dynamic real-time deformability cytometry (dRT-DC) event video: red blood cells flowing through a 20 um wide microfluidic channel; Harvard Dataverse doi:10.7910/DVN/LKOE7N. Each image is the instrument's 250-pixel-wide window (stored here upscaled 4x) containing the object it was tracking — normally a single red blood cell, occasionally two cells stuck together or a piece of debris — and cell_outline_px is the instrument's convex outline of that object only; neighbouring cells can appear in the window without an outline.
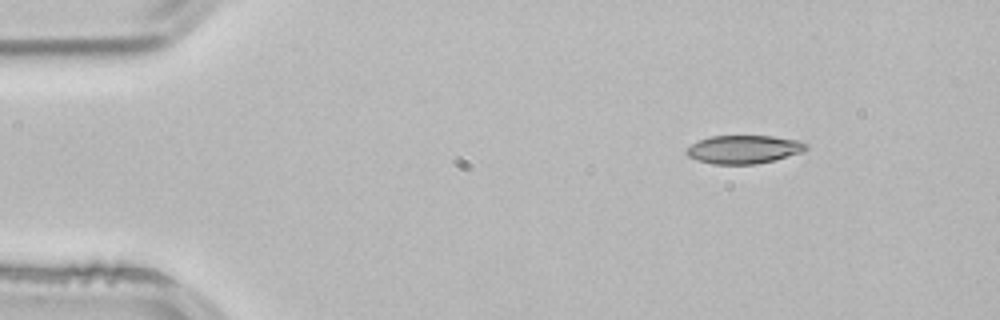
{"species": "common noctule bat (a hibernating species)", "species_latin": "Nyctalus noctula", "temperature_condition": "room temperature", "stored_images_in_passage": 3, "camera_frame_rate_fps": 3000, "um_per_image_px": 0.085, "animal": {"sex": "male", "body_mass_g": 21.5, "forearm_length_mm": 52.0}, "frame": {"image": 1, "passage_image": 1, "time_ms": 0.0, "image_size_px": [1000, 320], "cell_outline_px": [[808, 148], [804, 152], [756, 164], [712, 164], [696, 160], [688, 156], [684, 152], [692, 144], [700, 140], [712, 136], [772, 136], [800, 140], [808, 144]], "centroid_in_image_um": [63.25, 12.7], "position_along_channel_um": 21.8, "area_um2": 19.77}}
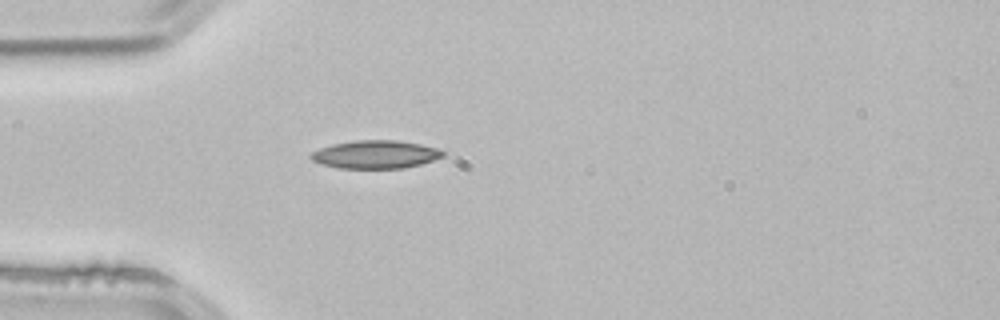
{"frame": {"image": 2, "passage_image": 3, "time_ms": 0.667, "image_size_px": [1000, 320], "cell_outline_px": [[444, 156], [420, 164], [404, 168], [336, 168], [320, 164], [312, 160], [308, 156], [312, 152], [320, 148], [332, 144], [356, 140], [396, 140], [420, 144], [436, 148], [444, 152]], "centroid_in_image_um": [31.87, 13.13], "position_along_channel_um": 53.1, "area_um2": 21.56}}